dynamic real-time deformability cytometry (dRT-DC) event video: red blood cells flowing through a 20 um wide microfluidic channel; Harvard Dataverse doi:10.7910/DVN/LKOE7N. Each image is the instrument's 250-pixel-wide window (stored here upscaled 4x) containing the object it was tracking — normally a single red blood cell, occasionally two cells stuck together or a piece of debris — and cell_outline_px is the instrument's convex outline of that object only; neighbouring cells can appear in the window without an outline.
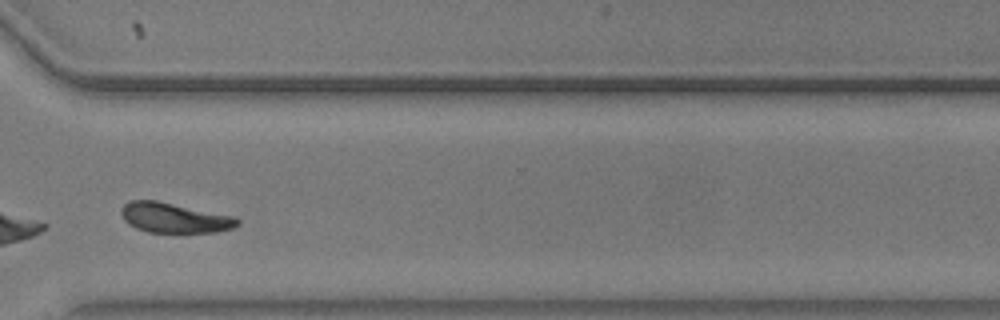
{"species": "common noctule bat (a hibernating species)", "species_latin": "Nyctalus noctula", "temperature_condition": "warm", "stored_images_in_passage": 46, "camera_frame_rate_fps": 3000, "um_per_image_px": 0.085, "animal": {"sex": "male", "body_mass_g": 20.5, "forearm_length_mm": 52.5}, "frame": {"image": 1, "passage_image": 33, "time_ms": 10.667, "image_size_px": [1000, 320], "cell_outline_px": [[240, 224], [232, 228], [216, 232], [148, 232], [136, 228], [128, 224], [124, 220], [120, 212], [120, 208], [128, 200], [156, 200], [236, 216], [240, 220]], "centroid_in_image_um": [14.82, 18.5], "position_along_channel_um": 355.8, "area_um2": 20.52}, "authors_computed_cell_mechanics": {"area_um2": 21.097, "velocity_mm_per_s": 3.6098, "shape_relaxation_time_tau1_ms": 3.5966, "shape_relaxation_time_tau2_ms": 4.0811, "deformation_change_tau1": 0.1226, "deformation_change_tau2": 0.1005}}